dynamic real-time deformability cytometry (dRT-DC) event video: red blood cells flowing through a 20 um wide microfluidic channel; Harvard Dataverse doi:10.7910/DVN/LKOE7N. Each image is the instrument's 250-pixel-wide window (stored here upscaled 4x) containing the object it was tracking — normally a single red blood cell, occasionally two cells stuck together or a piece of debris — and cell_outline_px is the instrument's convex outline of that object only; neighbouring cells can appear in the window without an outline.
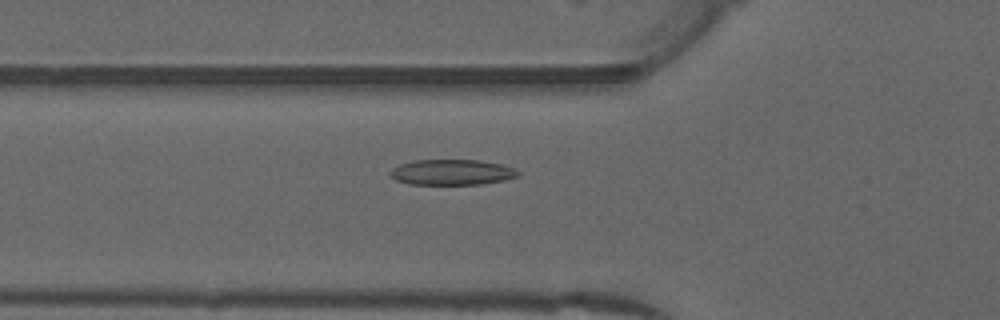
{"species": "common noctule bat (a hibernating species)", "species_latin": "Nyctalus noctula", "temperature_condition": "warm", "stored_images_in_passage": 52, "camera_frame_rate_fps": 3000, "um_per_image_px": 0.085, "animal": {"sex": "male", "forearm_length_mm": 52.5}, "frame": {"image": 1, "passage_image": 19, "time_ms": 6.0, "image_size_px": [1000, 320], "cell_outline_px": [[520, 176], [504, 180], [480, 184], [408, 184], [396, 180], [388, 172], [392, 168], [400, 164], [416, 160], [480, 160], [500, 164], [512, 168], [520, 172]], "centroid_in_image_um": [38.4, 14.64], "position_along_channel_um": 87.4, "area_um2": 18.96}}
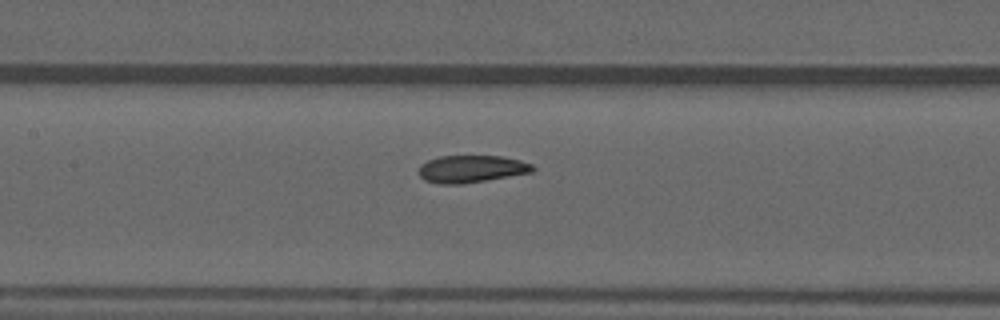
{"frame": {"image": 2, "passage_image": 25, "time_ms": 8.0, "image_size_px": [1000, 320], "cell_outline_px": [[536, 168], [532, 172], [460, 184], [440, 184], [424, 180], [420, 176], [420, 164], [428, 160], [440, 156], [500, 156], [520, 160], [532, 164]], "centroid_in_image_um": [40.06, 14.35], "position_along_channel_um": 167.3, "area_um2": 17.92}}
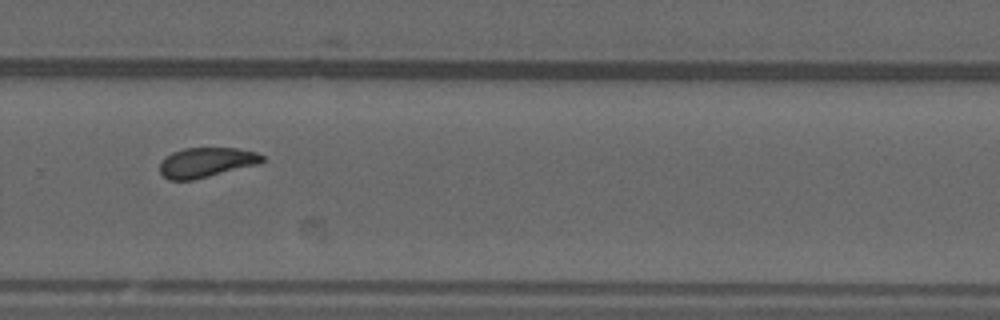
{"frame": {"image": 3, "passage_image": 36, "time_ms": 11.667, "image_size_px": [1000, 320], "cell_outline_px": [[264, 160], [260, 164], [192, 180], [168, 180], [160, 172], [160, 164], [164, 156], [172, 152], [184, 148], [236, 148], [256, 152], [264, 156]], "centroid_in_image_um": [17.53, 13.8], "position_along_channel_um": 312.3, "area_um2": 17.86}, "authors_computed_cell_mechanics": {"area_um2": 18.6983, "velocity_mm_per_s": 3.9714, "shape_relaxation_time_tau1_ms": 4.5052, "shape_relaxation_time_tau2_ms": 1.4519, "deformation_change_tau1": 0.1419, "deformation_change_tau2": 0.0778}}